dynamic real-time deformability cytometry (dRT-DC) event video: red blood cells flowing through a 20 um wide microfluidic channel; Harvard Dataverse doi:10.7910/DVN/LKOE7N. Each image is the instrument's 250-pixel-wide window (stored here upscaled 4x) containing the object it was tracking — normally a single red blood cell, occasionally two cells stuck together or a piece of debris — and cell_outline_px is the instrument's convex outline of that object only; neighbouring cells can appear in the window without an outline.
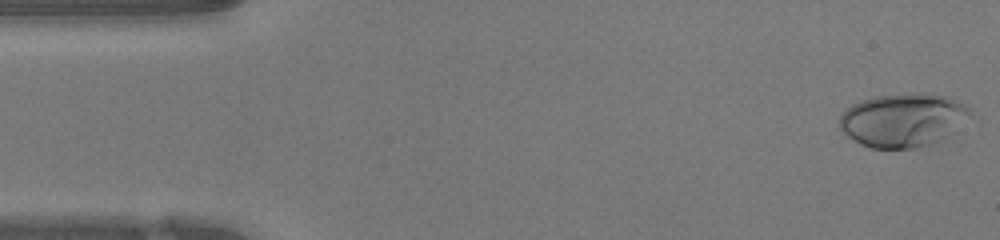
{"species": "human", "species_latin": "Homo sapiens", "temperature_condition": "warm", "stored_images_in_passage": 47, "camera_frame_rate_fps": 3000, "um_per_image_px": 0.085, "donor": {"sex": "female"}, "frame": {"image": 1, "passage_image": 1, "time_ms": 0.0, "image_size_px": [1000, 240], "cell_outline_px": [[972, 112], [956, 132], [932, 144], [916, 148], [872, 148], [860, 144], [848, 136], [840, 128], [840, 116], [852, 104], [876, 96], [920, 92], [944, 96], [956, 100], [964, 104]], "centroid_in_image_um": [76.78, 10.21], "position_along_channel_um": 8.2, "area_um2": 40.69}}
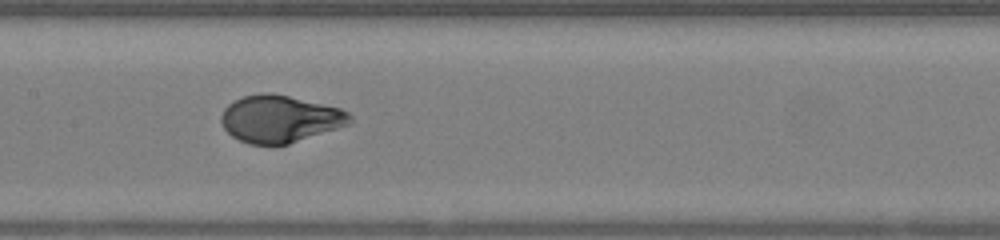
{"frame": {"image": 2, "passage_image": 22, "time_ms": 7.0, "image_size_px": [1000, 240], "cell_outline_px": [[352, 124], [288, 144], [248, 144], [232, 136], [224, 128], [220, 120], [220, 116], [224, 108], [228, 104], [244, 96], [264, 92], [272, 92], [340, 108], [348, 112], [352, 116]], "centroid_in_image_um": [23.8, 10.1], "position_along_channel_um": 183.6, "area_um2": 35.43}}
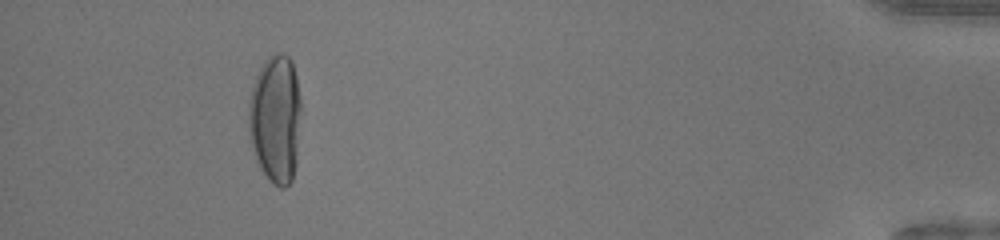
{"frame": {"image": 3, "passage_image": 43, "time_ms": 14.0, "image_size_px": [1000, 240], "cell_outline_px": [[300, 112], [296, 164], [292, 180], [284, 188], [280, 188], [272, 184], [268, 180], [260, 168], [252, 144], [248, 128], [248, 104], [252, 88], [256, 76], [260, 68], [268, 56], [276, 52], [280, 52], [288, 56], [292, 60], [296, 76], [300, 96]], "centroid_in_image_um": [23.42, 10.09], "position_along_channel_um": 411.8, "area_um2": 39.36}, "authors_computed_cell_mechanics": {"area_um2": 36.0672, "velocity_mm_per_s": 4.2746, "shape_relaxation_time_tau1_ms": 5.517, "shape_relaxation_time_tau2_ms": null, "deformation_change_tau1": 0.294, "deformation_change_tau2": null}}